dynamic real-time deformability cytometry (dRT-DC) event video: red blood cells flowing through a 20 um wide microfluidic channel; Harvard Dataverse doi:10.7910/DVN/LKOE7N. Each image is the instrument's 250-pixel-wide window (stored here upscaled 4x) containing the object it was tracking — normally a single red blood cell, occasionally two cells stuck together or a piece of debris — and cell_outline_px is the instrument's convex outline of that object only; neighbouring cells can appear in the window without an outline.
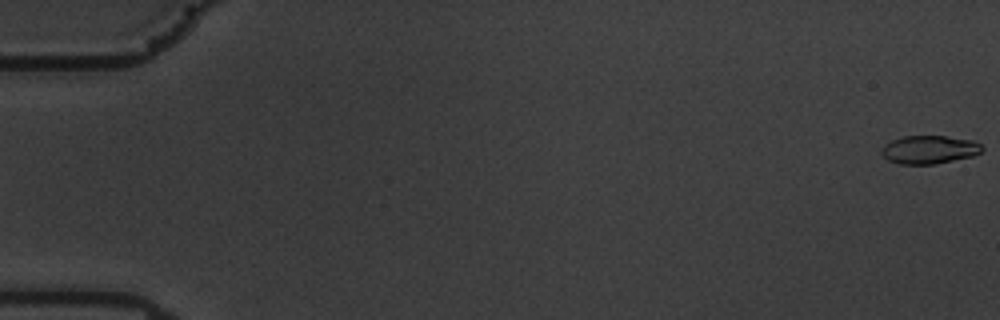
{"species": "common noctule bat (a hibernating species)", "species_latin": "Nyctalus noctula", "temperature_condition": "warm", "stored_images_in_passage": 59, "camera_frame_rate_fps": 3000, "um_per_image_px": 0.085, "animal": {"sex": "male", "body_mass_g": 19.5, "forearm_length_mm": 54.6}, "frame": {"image": 1, "passage_image": 1, "time_ms": 0.0, "image_size_px": [1000, 320], "cell_outline_px": [[984, 148], [980, 152], [972, 156], [936, 164], [900, 164], [888, 160], [880, 152], [880, 148], [884, 144], [892, 140], [904, 136], [944, 136], [976, 140]], "centroid_in_image_um": [78.98, 12.71], "position_along_channel_um": 6.0, "area_um2": 16.65}}
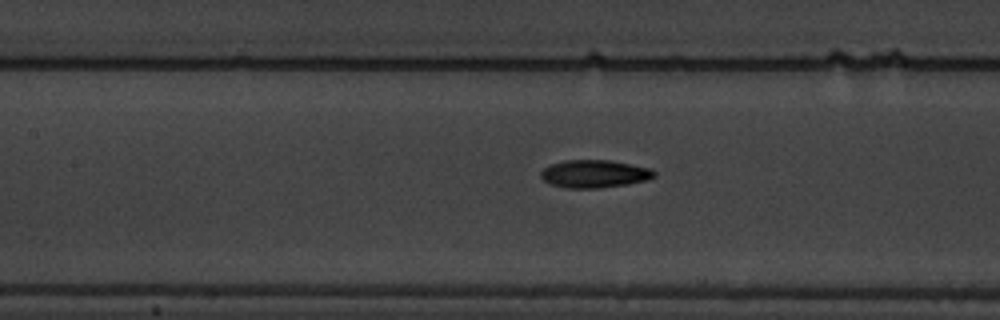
{"frame": {"image": 2, "passage_image": 28, "time_ms": 9.0, "image_size_px": [1000, 320], "cell_outline_px": [[656, 176], [648, 180], [628, 184], [596, 188], [568, 188], [548, 184], [540, 176], [540, 172], [544, 168], [552, 164], [564, 160], [608, 160], [652, 168], [656, 172]], "centroid_in_image_um": [50.54, 14.78], "position_along_channel_um": 156.9, "area_um2": 18.44}}
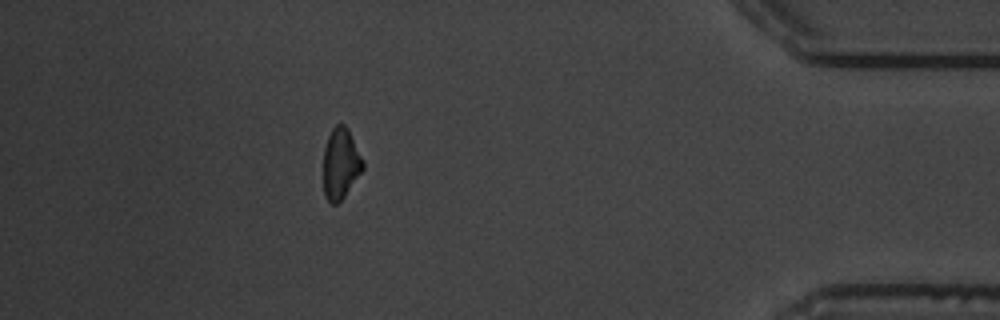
{"frame": {"image": 3, "passage_image": 53, "time_ms": 17.333, "image_size_px": [1000, 320], "cell_outline_px": [[364, 168], [344, 196], [336, 204], [332, 204], [324, 196], [324, 148], [328, 136], [332, 128], [336, 124], [344, 124], [348, 128], [364, 160]], "centroid_in_image_um": [28.96, 13.88], "position_along_channel_um": 406.2, "area_um2": 16.3}, "authors_computed_cell_mechanics": {"area_um2": 17.2822, "velocity_mm_per_s": 3.5196, "shape_relaxation_time_tau1_ms": 4.0021, "shape_relaxation_time_tau2_ms": null, "deformation_change_tau1": 0.1649, "deformation_change_tau2": null}}